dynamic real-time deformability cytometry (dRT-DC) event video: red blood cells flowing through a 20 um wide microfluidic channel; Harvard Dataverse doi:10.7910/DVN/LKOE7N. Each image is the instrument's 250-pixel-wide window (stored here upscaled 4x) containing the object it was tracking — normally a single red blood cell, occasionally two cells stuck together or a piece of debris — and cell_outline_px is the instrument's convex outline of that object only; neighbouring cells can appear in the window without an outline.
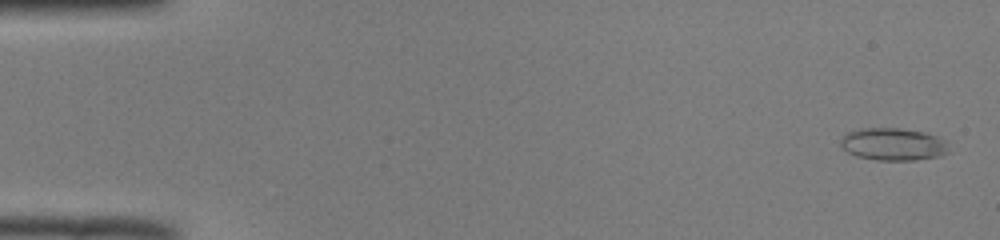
{"species": "common noctule bat (a hibernating species)", "species_latin": "Nyctalus noctula", "temperature_condition": "room temperature", "stored_images_in_passage": 51, "camera_frame_rate_fps": 3000, "um_per_image_px": 0.085, "animal": {"sex": "male", "body_mass_g": 19.0, "forearm_length_mm": 50.8}, "frame": {"image": 1, "passage_image": 2, "time_ms": 0.333, "image_size_px": [1000, 240], "cell_outline_px": [[952, 152], [940, 156], [916, 160], [876, 160], [856, 156], [848, 152], [840, 144], [840, 140], [848, 132], [856, 128], [900, 128], [924, 132], [936, 136], [944, 140]], "centroid_in_image_um": [75.94, 12.26], "position_along_channel_um": 9.1, "area_um2": 20.63}}
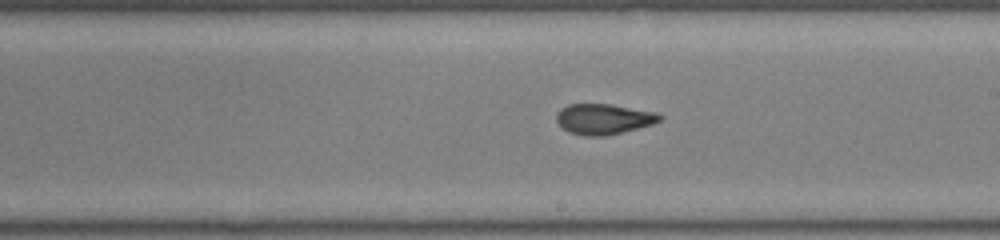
{"frame": {"image": 2, "passage_image": 30, "time_ms": 9.667, "image_size_px": [1000, 240], "cell_outline_px": [[664, 116], [660, 120], [652, 124], [604, 136], [584, 136], [568, 132], [556, 120], [556, 112], [560, 108], [568, 104], [608, 104], [656, 112]], "centroid_in_image_um": [51.27, 10.11], "position_along_channel_um": 237.7, "area_um2": 18.21}}
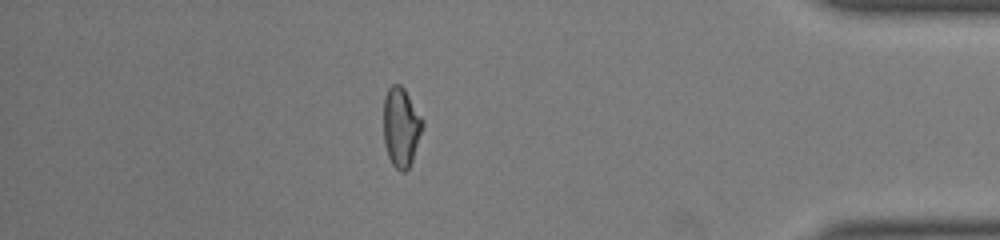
{"frame": {"image": 3, "passage_image": 45, "time_ms": 14.667, "image_size_px": [1000, 240], "cell_outline_px": [[424, 124], [412, 160], [408, 168], [404, 172], [400, 172], [392, 164], [388, 156], [384, 144], [384, 96], [388, 88], [392, 84], [400, 84], [404, 88], [424, 120]], "centroid_in_image_um": [34.09, 10.79], "position_along_channel_um": 401.1, "area_um2": 18.09}, "authors_computed_cell_mechanics": {"area_um2": 18.7272, "velocity_mm_per_s": 4.0036, "shape_relaxation_time_tau1_ms": null, "shape_relaxation_time_tau2_ms": 1.4485, "deformation_change_tau1": null, "deformation_change_tau2": 0.0686}}